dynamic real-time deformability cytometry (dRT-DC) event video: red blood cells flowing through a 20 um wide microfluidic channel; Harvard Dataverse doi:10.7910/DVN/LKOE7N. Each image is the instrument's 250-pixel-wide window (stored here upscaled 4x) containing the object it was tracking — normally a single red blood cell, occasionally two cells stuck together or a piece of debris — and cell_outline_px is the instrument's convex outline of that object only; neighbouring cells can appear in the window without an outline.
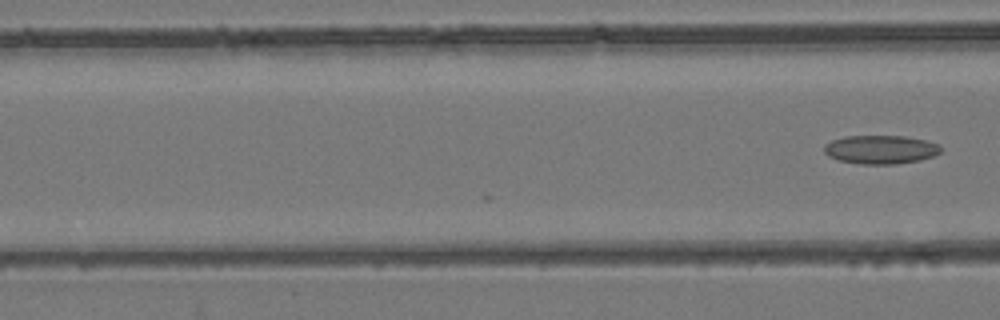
{"species": "common noctule bat (a hibernating species)", "species_latin": "Nyctalus noctula", "temperature_condition": "room temperature", "stored_images_in_passage": 8, "camera_frame_rate_fps": 3000, "um_per_image_px": 0.085, "animal": {"sex": "female", "body_mass_g": 24.6, "forearm_length_mm": 56.2}, "frame": {"image": 1, "passage_image": 8, "time_ms": 2.333, "image_size_px": [1000, 320], "cell_outline_px": [[940, 152], [932, 156], [920, 160], [896, 164], [860, 164], [840, 160], [828, 156], [824, 152], [824, 144], [832, 140], [844, 136], [904, 136], [924, 140], [940, 144]], "centroid_in_image_um": [74.83, 12.71], "position_along_channel_um": 91.8, "area_um2": 19.42}}